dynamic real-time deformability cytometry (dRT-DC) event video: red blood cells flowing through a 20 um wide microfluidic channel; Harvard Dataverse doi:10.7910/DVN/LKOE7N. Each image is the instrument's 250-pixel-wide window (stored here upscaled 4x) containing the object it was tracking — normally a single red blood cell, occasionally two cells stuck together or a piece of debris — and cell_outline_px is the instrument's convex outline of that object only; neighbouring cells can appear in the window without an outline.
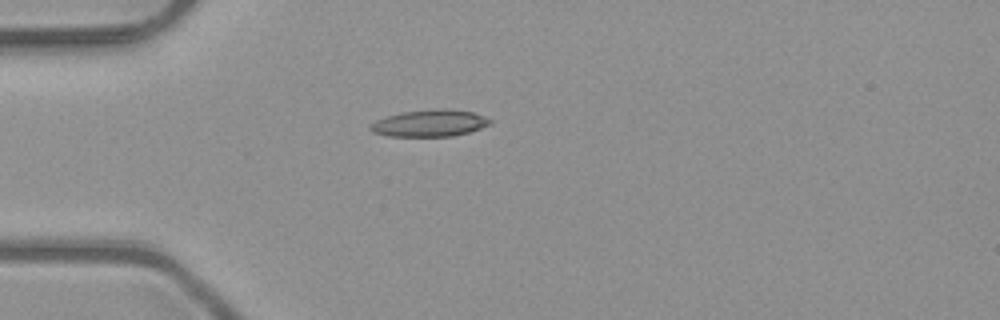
{"species": "common noctule bat (a hibernating species)", "species_latin": "Nyctalus noctula", "temperature_condition": "room temperature", "stored_images_in_passage": 1, "camera_frame_rate_fps": 3000, "um_per_image_px": 0.085, "animal": {"sex": "male", "body_mass_g": 23.1, "forearm_length_mm": 52.7}, "frame": {"image": 1, "passage_image": 1, "time_ms": 0.0, "image_size_px": [1000, 320], "cell_outline_px": [[492, 124], [468, 132], [452, 136], [388, 136], [372, 132], [368, 128], [376, 120], [400, 112], [444, 108], [472, 112], [484, 116], [492, 120]], "centroid_in_image_um": [36.53, 10.47], "position_along_channel_um": 48.5, "area_um2": 18.61}}